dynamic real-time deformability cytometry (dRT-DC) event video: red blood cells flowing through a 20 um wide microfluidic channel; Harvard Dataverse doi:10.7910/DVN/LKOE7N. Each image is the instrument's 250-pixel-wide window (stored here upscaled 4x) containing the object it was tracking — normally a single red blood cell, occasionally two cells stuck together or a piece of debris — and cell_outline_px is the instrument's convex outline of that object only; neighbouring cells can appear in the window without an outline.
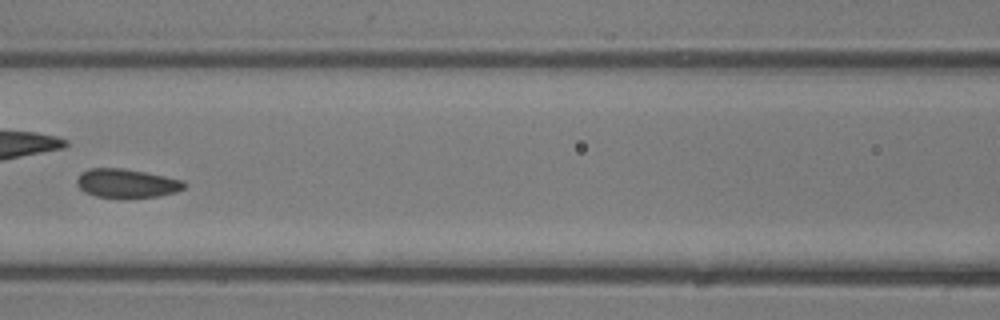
{"species": "common noctule bat (a hibernating species)", "species_latin": "Nyctalus noctula", "temperature_condition": "room temperature", "stored_images_in_passage": 37, "camera_frame_rate_fps": 3000, "um_per_image_px": 0.085, "animal": {"sex": "male", "body_mass_g": 13.3}, "frame": {"image": 1, "passage_image": 16, "time_ms": 5.0, "image_size_px": [1000, 320], "cell_outline_px": [[184, 188], [176, 192], [156, 196], [128, 200], [96, 196], [84, 192], [76, 184], [76, 180], [80, 172], [88, 168], [124, 168], [184, 180]], "centroid_in_image_um": [10.72, 15.6], "position_along_channel_um": 155.9, "area_um2": 18.5}}
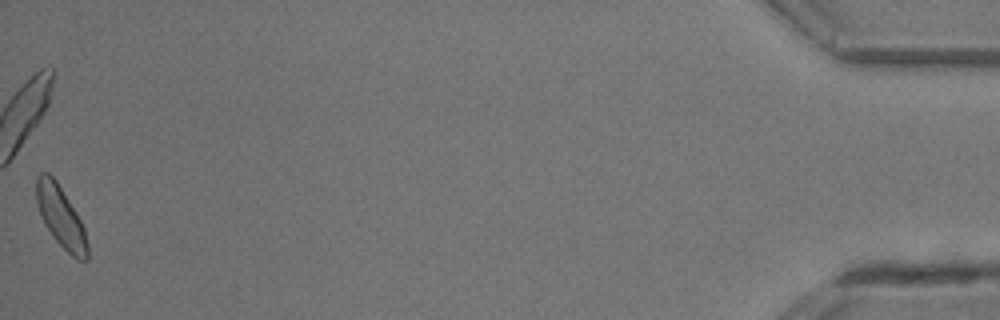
{"frame": {"image": 2, "passage_image": 37, "time_ms": 12.0, "image_size_px": [1000, 320], "cell_outline_px": [[88, 260], [76, 260], [52, 236], [44, 224], [40, 216], [36, 200], [36, 176], [40, 172], [48, 172], [56, 180], [76, 212], [84, 228], [88, 244]], "centroid_in_image_um": [5.15, 18.43], "position_along_channel_um": 430.0, "area_um2": 18.21}}